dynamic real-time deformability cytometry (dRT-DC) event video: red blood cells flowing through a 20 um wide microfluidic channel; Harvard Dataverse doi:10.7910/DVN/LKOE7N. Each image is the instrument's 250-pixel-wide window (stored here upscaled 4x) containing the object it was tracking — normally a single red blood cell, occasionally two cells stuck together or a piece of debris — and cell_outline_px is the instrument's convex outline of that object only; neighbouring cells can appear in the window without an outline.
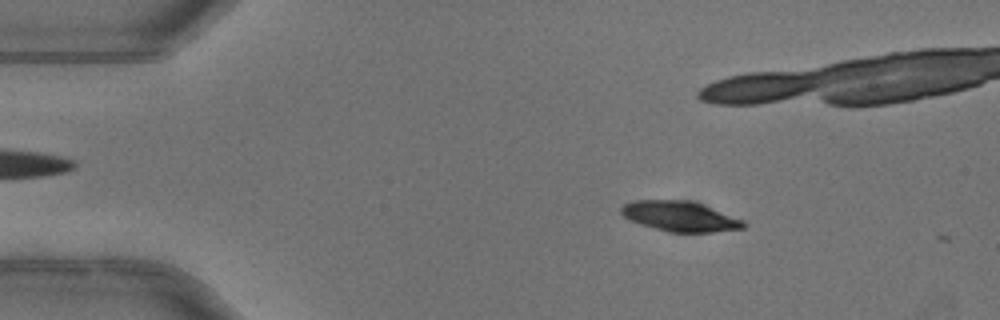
{"species": "common noctule bat (a hibernating species)", "species_latin": "Nyctalus noctula", "temperature_condition": "warm", "stored_images_in_passage": 5, "camera_frame_rate_fps": 3000, "um_per_image_px": 0.085, "animal": {"sex": "female"}, "frame": {"image": 1, "passage_image": 1, "time_ms": 0.0, "image_size_px": [1000, 320], "cell_outline_px": [[744, 228], [712, 232], [672, 232], [640, 224], [624, 216], [620, 212], [620, 208], [624, 204], [632, 200], [688, 200], [700, 204], [744, 220]], "centroid_in_image_um": [57.77, 18.38], "position_along_channel_um": 27.2, "area_um2": 21.1}}